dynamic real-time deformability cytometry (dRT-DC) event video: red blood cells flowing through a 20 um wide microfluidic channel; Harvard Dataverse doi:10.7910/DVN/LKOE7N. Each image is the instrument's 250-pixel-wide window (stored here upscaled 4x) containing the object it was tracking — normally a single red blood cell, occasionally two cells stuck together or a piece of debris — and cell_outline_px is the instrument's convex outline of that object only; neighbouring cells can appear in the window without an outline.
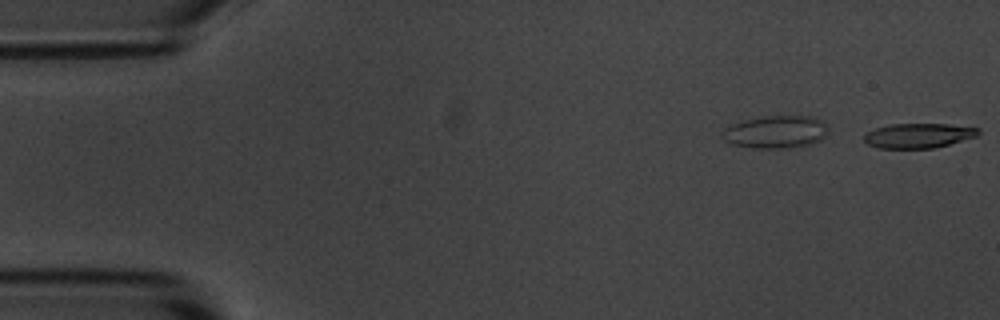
{"species": "common noctule bat (a hibernating species)", "species_latin": "Nyctalus noctula", "temperature_condition": "room temperature", "stored_images_in_passage": 2, "segment_of_instrument_passage": [2, 2], "camera_frame_rate_fps": 3000, "um_per_image_px": 0.085, "animal": {"sex": "male", "body_mass_g": 20.1, "forearm_length_mm": 53.5}, "frame": {"image": 1, "passage_image": 2, "time_ms": 1.0, "image_size_px": [1000, 320], "cell_outline_px": [[980, 132], [976, 136], [948, 144], [932, 148], [880, 148], [868, 144], [864, 140], [864, 136], [868, 132], [876, 128], [888, 124], [948, 124], [980, 128]], "centroid_in_image_um": [78.06, 11.52], "position_along_channel_um": 6.9, "area_um2": 16.24}}